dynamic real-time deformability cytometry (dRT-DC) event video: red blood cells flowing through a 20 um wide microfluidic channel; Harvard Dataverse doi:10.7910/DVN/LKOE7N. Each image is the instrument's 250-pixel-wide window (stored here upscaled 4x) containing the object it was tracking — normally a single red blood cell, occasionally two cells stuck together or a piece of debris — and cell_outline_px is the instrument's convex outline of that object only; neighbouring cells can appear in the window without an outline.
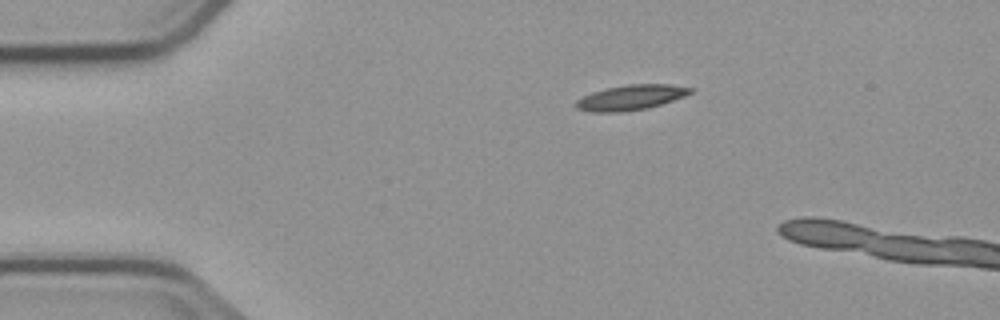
{"species": "common noctule bat (a hibernating species)", "species_latin": "Nyctalus noctula", "temperature_condition": "cold", "stored_images_in_passage": 3, "camera_frame_rate_fps": 3000, "um_per_image_px": 0.085, "animal": {"sex": "male", "body_mass_g": 23.1, "forearm_length_mm": 52.7}, "frame": {"image": 1, "passage_image": 1, "time_ms": 0.0, "image_size_px": [1000, 320], "cell_outline_px": [[696, 88], [692, 92], [684, 96], [648, 108], [620, 112], [592, 112], [576, 108], [576, 100], [592, 92], [608, 88], [628, 84], [672, 84]], "centroid_in_image_um": [53.65, 8.28], "position_along_channel_um": 31.3, "area_um2": 16.65}}